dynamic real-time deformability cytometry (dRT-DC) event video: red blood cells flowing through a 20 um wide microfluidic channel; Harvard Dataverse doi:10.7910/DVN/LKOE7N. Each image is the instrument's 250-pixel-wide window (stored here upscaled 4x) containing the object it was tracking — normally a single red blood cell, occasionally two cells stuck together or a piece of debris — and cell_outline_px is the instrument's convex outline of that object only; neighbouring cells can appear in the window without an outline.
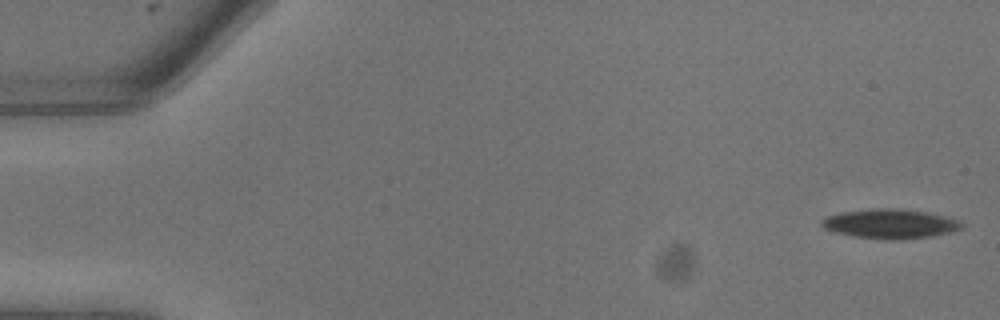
{"species": "common noctule bat (a hibernating species)", "species_latin": "Nyctalus noctula", "temperature_condition": "warm", "stored_images_in_passage": 9, "camera_frame_rate_fps": 3000, "um_per_image_px": 0.085, "animal": {"sex": "male", "body_mass_g": 13.3}, "frame": {"image": 1, "passage_image": 1, "time_ms": 0.0, "image_size_px": [1000, 320], "cell_outline_px": [[964, 228], [932, 236], [904, 240], [884, 240], [852, 236], [836, 232], [824, 228], [820, 224], [820, 220], [828, 216], [840, 212], [872, 208], [900, 208], [928, 212], [960, 220], [964, 224]], "centroid_in_image_um": [75.67, 19.02], "position_along_channel_um": 9.3, "area_um2": 24.39}}
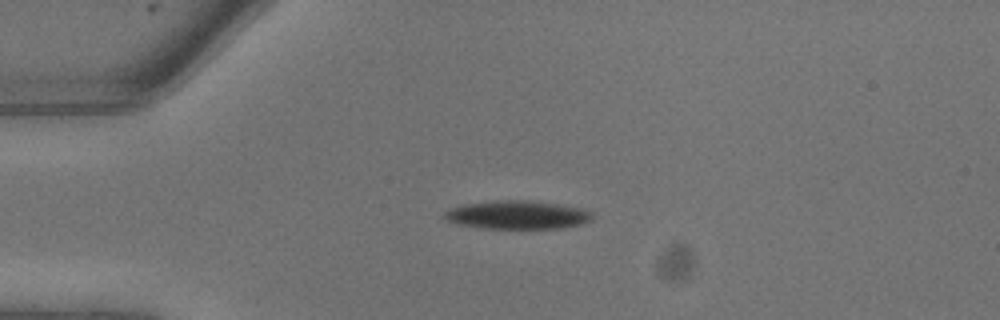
{"frame": {"image": 2, "passage_image": 6, "time_ms": 1.667, "image_size_px": [1000, 320], "cell_outline_px": [[592, 220], [580, 224], [560, 228], [480, 228], [460, 224], [448, 220], [440, 216], [444, 212], [452, 208], [464, 204], [496, 200], [528, 200], [556, 204], [580, 208], [592, 212]], "centroid_in_image_um": [43.95, 18.26], "position_along_channel_um": 41.1, "area_um2": 24.28}}
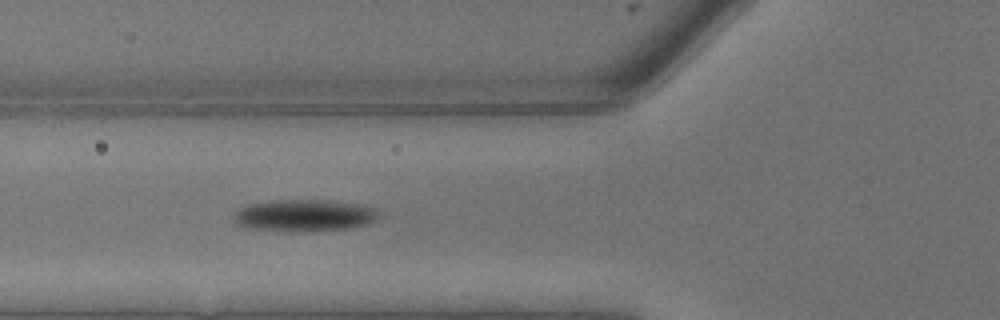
{"frame": {"image": 3, "passage_image": 9, "time_ms": 2.667, "image_size_px": [1000, 320], "cell_outline_px": [[380, 216], [376, 220], [368, 224], [352, 228], [248, 228], [236, 224], [232, 220], [232, 212], [236, 208], [248, 204], [272, 200], [328, 200], [356, 204], [376, 208], [380, 212]], "centroid_in_image_um": [25.84, 18.24], "position_along_channel_um": 100.0, "area_um2": 26.01}}